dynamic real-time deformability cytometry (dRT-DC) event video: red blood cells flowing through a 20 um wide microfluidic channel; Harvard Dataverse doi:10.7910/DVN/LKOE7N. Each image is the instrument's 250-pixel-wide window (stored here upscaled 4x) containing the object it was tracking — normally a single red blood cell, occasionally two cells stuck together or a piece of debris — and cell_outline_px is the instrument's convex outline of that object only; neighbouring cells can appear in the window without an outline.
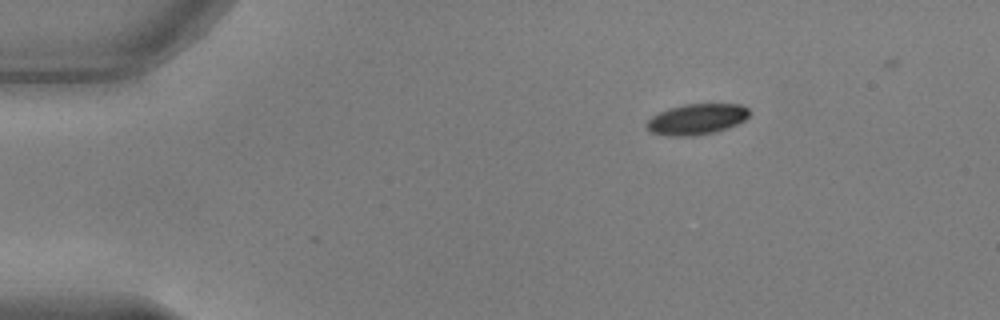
{"species": "common noctule bat (a hibernating species)", "species_latin": "Nyctalus noctula", "temperature_condition": "warm", "stored_images_in_passage": 45, "camera_frame_rate_fps": 3000, "um_per_image_px": 0.085, "animal": {"sex": "male", "body_mass_g": 17.9, "forearm_length_mm": 54.2}, "frame": {"image": 1, "passage_image": 1, "time_ms": 0.0, "image_size_px": [1000, 320], "cell_outline_px": [[748, 116], [744, 120], [736, 124], [716, 132], [692, 136], [668, 136], [652, 132], [648, 128], [648, 120], [652, 116], [660, 112], [684, 104], [740, 104], [748, 108]], "centroid_in_image_um": [59.24, 10.13], "position_along_channel_um": 25.8, "area_um2": 18.09}}
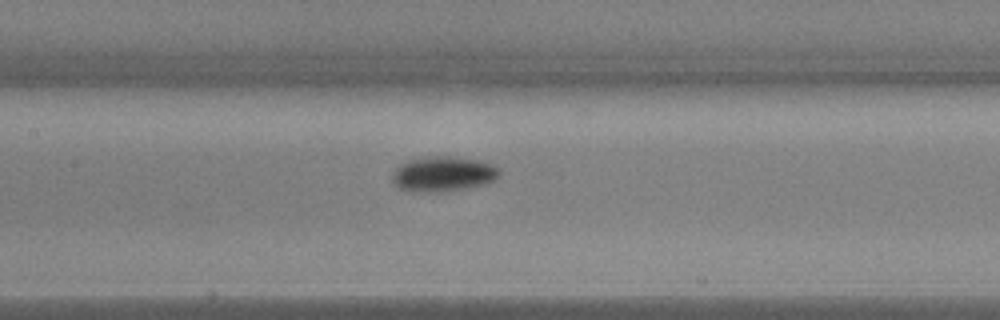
{"frame": {"image": 2, "passage_image": 18, "time_ms": 5.667, "image_size_px": [1000, 320], "cell_outline_px": [[500, 176], [496, 180], [488, 184], [464, 188], [436, 192], [412, 192], [400, 188], [392, 180], [392, 176], [396, 168], [400, 164], [408, 160], [428, 156], [448, 156], [476, 160], [492, 164], [500, 168]], "centroid_in_image_um": [37.69, 14.79], "position_along_channel_um": 169.7, "area_um2": 21.96}}
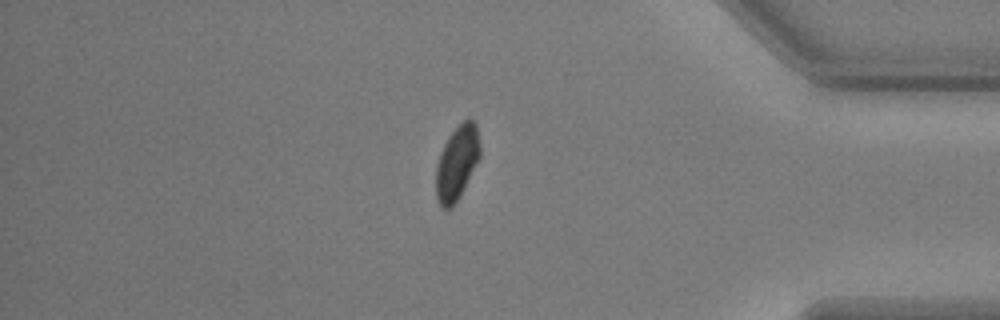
{"frame": {"image": 3, "passage_image": 38, "time_ms": 12.333, "image_size_px": [1000, 320], "cell_outline_px": [[480, 156], [460, 196], [452, 208], [448, 212], [440, 208], [436, 196], [436, 168], [440, 152], [448, 136], [464, 120], [472, 120], [476, 124], [480, 144]], "centroid_in_image_um": [38.82, 13.9], "position_along_channel_um": 396.4, "area_um2": 19.07}, "authors_computed_cell_mechanics": {"area_um2": 19.4786, "velocity_mm_per_s": 3.8244, "shape_relaxation_time_tau1_ms": 3.3456, "shape_relaxation_time_tau2_ms": null, "deformation_change_tau1": 0.1078, "deformation_change_tau2": null}}